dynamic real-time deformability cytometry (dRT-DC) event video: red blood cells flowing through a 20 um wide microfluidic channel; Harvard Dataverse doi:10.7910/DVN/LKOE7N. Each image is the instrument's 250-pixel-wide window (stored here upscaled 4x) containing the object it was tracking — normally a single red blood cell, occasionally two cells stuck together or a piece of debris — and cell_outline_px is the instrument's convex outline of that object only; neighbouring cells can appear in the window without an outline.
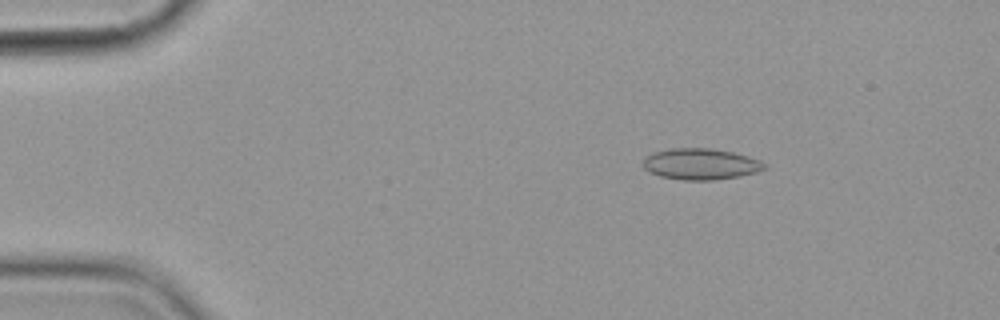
{"species": "common noctule bat (a hibernating species)", "species_latin": "Nyctalus noctula", "temperature_condition": "cold", "stored_images_in_passage": 6, "camera_frame_rate_fps": 3000, "um_per_image_px": 0.085, "animal": {"sex": "female", "body_mass_g": 19.9}, "frame": {"image": 1, "passage_image": 3, "time_ms": 2.333, "image_size_px": [1000, 320], "cell_outline_px": [[768, 168], [760, 172], [740, 176], [712, 180], [684, 180], [660, 176], [648, 172], [644, 168], [644, 156], [652, 152], [672, 148], [712, 148], [732, 152], [748, 156], [760, 160], [768, 164]], "centroid_in_image_um": [59.59, 13.94], "position_along_channel_um": 25.4, "area_um2": 22.37}}